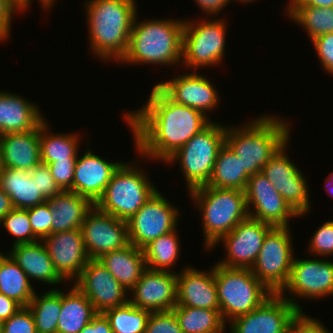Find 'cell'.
Returning <instances> with one entry per match:
<instances>
[{
	"instance_id": "obj_1",
	"label": "cell",
	"mask_w": 333,
	"mask_h": 333,
	"mask_svg": "<svg viewBox=\"0 0 333 333\" xmlns=\"http://www.w3.org/2000/svg\"><path fill=\"white\" fill-rule=\"evenodd\" d=\"M124 117L139 157L162 163L212 121L199 110L172 101L157 85L145 105Z\"/></svg>"
},
{
	"instance_id": "obj_2",
	"label": "cell",
	"mask_w": 333,
	"mask_h": 333,
	"mask_svg": "<svg viewBox=\"0 0 333 333\" xmlns=\"http://www.w3.org/2000/svg\"><path fill=\"white\" fill-rule=\"evenodd\" d=\"M85 6L89 46L103 62L116 63L126 54L133 21L135 0H88Z\"/></svg>"
},
{
	"instance_id": "obj_3",
	"label": "cell",
	"mask_w": 333,
	"mask_h": 333,
	"mask_svg": "<svg viewBox=\"0 0 333 333\" xmlns=\"http://www.w3.org/2000/svg\"><path fill=\"white\" fill-rule=\"evenodd\" d=\"M285 120L275 115H261L237 128L227 126L225 144L240 158L249 176L261 172L271 157L291 139V125Z\"/></svg>"
},
{
	"instance_id": "obj_4",
	"label": "cell",
	"mask_w": 333,
	"mask_h": 333,
	"mask_svg": "<svg viewBox=\"0 0 333 333\" xmlns=\"http://www.w3.org/2000/svg\"><path fill=\"white\" fill-rule=\"evenodd\" d=\"M135 15L123 64L181 65L184 19H148Z\"/></svg>"
},
{
	"instance_id": "obj_5",
	"label": "cell",
	"mask_w": 333,
	"mask_h": 333,
	"mask_svg": "<svg viewBox=\"0 0 333 333\" xmlns=\"http://www.w3.org/2000/svg\"><path fill=\"white\" fill-rule=\"evenodd\" d=\"M189 193L202 215L206 250L249 217L244 191L203 185Z\"/></svg>"
},
{
	"instance_id": "obj_6",
	"label": "cell",
	"mask_w": 333,
	"mask_h": 333,
	"mask_svg": "<svg viewBox=\"0 0 333 333\" xmlns=\"http://www.w3.org/2000/svg\"><path fill=\"white\" fill-rule=\"evenodd\" d=\"M137 164L122 163L113 173L95 206L102 212L128 221L158 190L148 173Z\"/></svg>"
},
{
	"instance_id": "obj_7",
	"label": "cell",
	"mask_w": 333,
	"mask_h": 333,
	"mask_svg": "<svg viewBox=\"0 0 333 333\" xmlns=\"http://www.w3.org/2000/svg\"><path fill=\"white\" fill-rule=\"evenodd\" d=\"M214 277L220 313L226 324L253 311L273 294L250 268H228L216 263Z\"/></svg>"
},
{
	"instance_id": "obj_8",
	"label": "cell",
	"mask_w": 333,
	"mask_h": 333,
	"mask_svg": "<svg viewBox=\"0 0 333 333\" xmlns=\"http://www.w3.org/2000/svg\"><path fill=\"white\" fill-rule=\"evenodd\" d=\"M227 126L211 121L165 163L179 162L188 190L207 185L220 149L225 145Z\"/></svg>"
},
{
	"instance_id": "obj_9",
	"label": "cell",
	"mask_w": 333,
	"mask_h": 333,
	"mask_svg": "<svg viewBox=\"0 0 333 333\" xmlns=\"http://www.w3.org/2000/svg\"><path fill=\"white\" fill-rule=\"evenodd\" d=\"M211 19L184 20L181 62L192 71L216 67L224 60L227 24L223 19Z\"/></svg>"
},
{
	"instance_id": "obj_10",
	"label": "cell",
	"mask_w": 333,
	"mask_h": 333,
	"mask_svg": "<svg viewBox=\"0 0 333 333\" xmlns=\"http://www.w3.org/2000/svg\"><path fill=\"white\" fill-rule=\"evenodd\" d=\"M290 227H273L266 235L252 273L272 293H279L288 282L294 251Z\"/></svg>"
},
{
	"instance_id": "obj_11",
	"label": "cell",
	"mask_w": 333,
	"mask_h": 333,
	"mask_svg": "<svg viewBox=\"0 0 333 333\" xmlns=\"http://www.w3.org/2000/svg\"><path fill=\"white\" fill-rule=\"evenodd\" d=\"M279 294L299 311L303 308L297 302L298 298L318 300L333 295V262L322 258L299 260L294 257L288 282Z\"/></svg>"
},
{
	"instance_id": "obj_12",
	"label": "cell",
	"mask_w": 333,
	"mask_h": 333,
	"mask_svg": "<svg viewBox=\"0 0 333 333\" xmlns=\"http://www.w3.org/2000/svg\"><path fill=\"white\" fill-rule=\"evenodd\" d=\"M180 211L157 190L127 221L129 243L143 249L159 236L172 232L178 226Z\"/></svg>"
},
{
	"instance_id": "obj_13",
	"label": "cell",
	"mask_w": 333,
	"mask_h": 333,
	"mask_svg": "<svg viewBox=\"0 0 333 333\" xmlns=\"http://www.w3.org/2000/svg\"><path fill=\"white\" fill-rule=\"evenodd\" d=\"M288 143L289 140L271 157L261 173L301 218L310 211V190L305 175L286 153Z\"/></svg>"
},
{
	"instance_id": "obj_14",
	"label": "cell",
	"mask_w": 333,
	"mask_h": 333,
	"mask_svg": "<svg viewBox=\"0 0 333 333\" xmlns=\"http://www.w3.org/2000/svg\"><path fill=\"white\" fill-rule=\"evenodd\" d=\"M244 192L249 217L255 220L273 227H289L290 218L299 217L261 172L250 176Z\"/></svg>"
},
{
	"instance_id": "obj_15",
	"label": "cell",
	"mask_w": 333,
	"mask_h": 333,
	"mask_svg": "<svg viewBox=\"0 0 333 333\" xmlns=\"http://www.w3.org/2000/svg\"><path fill=\"white\" fill-rule=\"evenodd\" d=\"M80 229L89 259H99L105 253L129 244L127 221L102 212L95 205L87 213Z\"/></svg>"
},
{
	"instance_id": "obj_16",
	"label": "cell",
	"mask_w": 333,
	"mask_h": 333,
	"mask_svg": "<svg viewBox=\"0 0 333 333\" xmlns=\"http://www.w3.org/2000/svg\"><path fill=\"white\" fill-rule=\"evenodd\" d=\"M272 228L273 226L267 223L248 217L223 236L210 250L222 242L226 250V259L220 260L217 264L228 268L251 269L267 233Z\"/></svg>"
},
{
	"instance_id": "obj_17",
	"label": "cell",
	"mask_w": 333,
	"mask_h": 333,
	"mask_svg": "<svg viewBox=\"0 0 333 333\" xmlns=\"http://www.w3.org/2000/svg\"><path fill=\"white\" fill-rule=\"evenodd\" d=\"M299 310L279 293H273L253 311L230 321V333H289Z\"/></svg>"
},
{
	"instance_id": "obj_18",
	"label": "cell",
	"mask_w": 333,
	"mask_h": 333,
	"mask_svg": "<svg viewBox=\"0 0 333 333\" xmlns=\"http://www.w3.org/2000/svg\"><path fill=\"white\" fill-rule=\"evenodd\" d=\"M74 285L89 299L97 313L125 305L129 302L127 291L99 262L90 259Z\"/></svg>"
},
{
	"instance_id": "obj_19",
	"label": "cell",
	"mask_w": 333,
	"mask_h": 333,
	"mask_svg": "<svg viewBox=\"0 0 333 333\" xmlns=\"http://www.w3.org/2000/svg\"><path fill=\"white\" fill-rule=\"evenodd\" d=\"M129 292V302L135 307L151 312L170 311L177 301V273L147 268Z\"/></svg>"
},
{
	"instance_id": "obj_20",
	"label": "cell",
	"mask_w": 333,
	"mask_h": 333,
	"mask_svg": "<svg viewBox=\"0 0 333 333\" xmlns=\"http://www.w3.org/2000/svg\"><path fill=\"white\" fill-rule=\"evenodd\" d=\"M197 71L180 74L156 85L174 102L199 110L205 116L218 107L216 87Z\"/></svg>"
},
{
	"instance_id": "obj_21",
	"label": "cell",
	"mask_w": 333,
	"mask_h": 333,
	"mask_svg": "<svg viewBox=\"0 0 333 333\" xmlns=\"http://www.w3.org/2000/svg\"><path fill=\"white\" fill-rule=\"evenodd\" d=\"M42 242L55 269L65 281H75L90 260L81 229L52 233Z\"/></svg>"
},
{
	"instance_id": "obj_22",
	"label": "cell",
	"mask_w": 333,
	"mask_h": 333,
	"mask_svg": "<svg viewBox=\"0 0 333 333\" xmlns=\"http://www.w3.org/2000/svg\"><path fill=\"white\" fill-rule=\"evenodd\" d=\"M176 306L220 310L214 265L206 272L187 265L177 273Z\"/></svg>"
},
{
	"instance_id": "obj_23",
	"label": "cell",
	"mask_w": 333,
	"mask_h": 333,
	"mask_svg": "<svg viewBox=\"0 0 333 333\" xmlns=\"http://www.w3.org/2000/svg\"><path fill=\"white\" fill-rule=\"evenodd\" d=\"M90 149L88 146L85 153L77 158L73 192L89 198L95 204L122 162H109L92 153Z\"/></svg>"
},
{
	"instance_id": "obj_24",
	"label": "cell",
	"mask_w": 333,
	"mask_h": 333,
	"mask_svg": "<svg viewBox=\"0 0 333 333\" xmlns=\"http://www.w3.org/2000/svg\"><path fill=\"white\" fill-rule=\"evenodd\" d=\"M44 118L38 105L32 101L13 92L0 91V135L37 129Z\"/></svg>"
},
{
	"instance_id": "obj_25",
	"label": "cell",
	"mask_w": 333,
	"mask_h": 333,
	"mask_svg": "<svg viewBox=\"0 0 333 333\" xmlns=\"http://www.w3.org/2000/svg\"><path fill=\"white\" fill-rule=\"evenodd\" d=\"M0 145L6 168L31 171L41 163L40 126L28 132L2 134Z\"/></svg>"
},
{
	"instance_id": "obj_26",
	"label": "cell",
	"mask_w": 333,
	"mask_h": 333,
	"mask_svg": "<svg viewBox=\"0 0 333 333\" xmlns=\"http://www.w3.org/2000/svg\"><path fill=\"white\" fill-rule=\"evenodd\" d=\"M8 254L26 273L28 279L38 280L50 285L65 283L52 263L42 241L12 245Z\"/></svg>"
},
{
	"instance_id": "obj_27",
	"label": "cell",
	"mask_w": 333,
	"mask_h": 333,
	"mask_svg": "<svg viewBox=\"0 0 333 333\" xmlns=\"http://www.w3.org/2000/svg\"><path fill=\"white\" fill-rule=\"evenodd\" d=\"M98 260L128 291L147 269L143 250L131 243L124 248L103 254Z\"/></svg>"
},
{
	"instance_id": "obj_28",
	"label": "cell",
	"mask_w": 333,
	"mask_h": 333,
	"mask_svg": "<svg viewBox=\"0 0 333 333\" xmlns=\"http://www.w3.org/2000/svg\"><path fill=\"white\" fill-rule=\"evenodd\" d=\"M46 201L52 209V233L80 229L95 205L89 198L71 191H62Z\"/></svg>"
},
{
	"instance_id": "obj_29",
	"label": "cell",
	"mask_w": 333,
	"mask_h": 333,
	"mask_svg": "<svg viewBox=\"0 0 333 333\" xmlns=\"http://www.w3.org/2000/svg\"><path fill=\"white\" fill-rule=\"evenodd\" d=\"M96 315L92 303L74 284L67 293L61 290L57 333H79Z\"/></svg>"
},
{
	"instance_id": "obj_30",
	"label": "cell",
	"mask_w": 333,
	"mask_h": 333,
	"mask_svg": "<svg viewBox=\"0 0 333 333\" xmlns=\"http://www.w3.org/2000/svg\"><path fill=\"white\" fill-rule=\"evenodd\" d=\"M0 187L10 197L14 208L28 209L46 202L27 170L4 167L0 172Z\"/></svg>"
},
{
	"instance_id": "obj_31",
	"label": "cell",
	"mask_w": 333,
	"mask_h": 333,
	"mask_svg": "<svg viewBox=\"0 0 333 333\" xmlns=\"http://www.w3.org/2000/svg\"><path fill=\"white\" fill-rule=\"evenodd\" d=\"M30 281L10 255L0 251V293L26 307L35 294Z\"/></svg>"
},
{
	"instance_id": "obj_32",
	"label": "cell",
	"mask_w": 333,
	"mask_h": 333,
	"mask_svg": "<svg viewBox=\"0 0 333 333\" xmlns=\"http://www.w3.org/2000/svg\"><path fill=\"white\" fill-rule=\"evenodd\" d=\"M249 178L240 158L225 144L217 154L207 186L244 191Z\"/></svg>"
},
{
	"instance_id": "obj_33",
	"label": "cell",
	"mask_w": 333,
	"mask_h": 333,
	"mask_svg": "<svg viewBox=\"0 0 333 333\" xmlns=\"http://www.w3.org/2000/svg\"><path fill=\"white\" fill-rule=\"evenodd\" d=\"M48 125L47 120L40 125L41 163L48 165L55 161L77 160L79 135L51 133Z\"/></svg>"
},
{
	"instance_id": "obj_34",
	"label": "cell",
	"mask_w": 333,
	"mask_h": 333,
	"mask_svg": "<svg viewBox=\"0 0 333 333\" xmlns=\"http://www.w3.org/2000/svg\"><path fill=\"white\" fill-rule=\"evenodd\" d=\"M172 311L183 333H226L220 310L175 306Z\"/></svg>"
},
{
	"instance_id": "obj_35",
	"label": "cell",
	"mask_w": 333,
	"mask_h": 333,
	"mask_svg": "<svg viewBox=\"0 0 333 333\" xmlns=\"http://www.w3.org/2000/svg\"><path fill=\"white\" fill-rule=\"evenodd\" d=\"M286 15L307 31L310 40L327 33H333V7L323 8L311 5H286Z\"/></svg>"
},
{
	"instance_id": "obj_36",
	"label": "cell",
	"mask_w": 333,
	"mask_h": 333,
	"mask_svg": "<svg viewBox=\"0 0 333 333\" xmlns=\"http://www.w3.org/2000/svg\"><path fill=\"white\" fill-rule=\"evenodd\" d=\"M35 292L28 304L37 333H57V325L61 310V290L51 288L38 296Z\"/></svg>"
},
{
	"instance_id": "obj_37",
	"label": "cell",
	"mask_w": 333,
	"mask_h": 333,
	"mask_svg": "<svg viewBox=\"0 0 333 333\" xmlns=\"http://www.w3.org/2000/svg\"><path fill=\"white\" fill-rule=\"evenodd\" d=\"M146 266L151 270L172 271L180 255V242L177 229L159 236L143 249Z\"/></svg>"
},
{
	"instance_id": "obj_38",
	"label": "cell",
	"mask_w": 333,
	"mask_h": 333,
	"mask_svg": "<svg viewBox=\"0 0 333 333\" xmlns=\"http://www.w3.org/2000/svg\"><path fill=\"white\" fill-rule=\"evenodd\" d=\"M113 333H145L151 311L135 307L128 302L125 305L106 310Z\"/></svg>"
},
{
	"instance_id": "obj_39",
	"label": "cell",
	"mask_w": 333,
	"mask_h": 333,
	"mask_svg": "<svg viewBox=\"0 0 333 333\" xmlns=\"http://www.w3.org/2000/svg\"><path fill=\"white\" fill-rule=\"evenodd\" d=\"M1 224L11 236L16 237L13 245L37 242L31 228L28 209L13 208L2 218Z\"/></svg>"
},
{
	"instance_id": "obj_40",
	"label": "cell",
	"mask_w": 333,
	"mask_h": 333,
	"mask_svg": "<svg viewBox=\"0 0 333 333\" xmlns=\"http://www.w3.org/2000/svg\"><path fill=\"white\" fill-rule=\"evenodd\" d=\"M52 209L48 202L28 208L31 228L38 241L52 234Z\"/></svg>"
},
{
	"instance_id": "obj_41",
	"label": "cell",
	"mask_w": 333,
	"mask_h": 333,
	"mask_svg": "<svg viewBox=\"0 0 333 333\" xmlns=\"http://www.w3.org/2000/svg\"><path fill=\"white\" fill-rule=\"evenodd\" d=\"M309 251L315 256H331L333 254V220L321 225L309 242Z\"/></svg>"
},
{
	"instance_id": "obj_42",
	"label": "cell",
	"mask_w": 333,
	"mask_h": 333,
	"mask_svg": "<svg viewBox=\"0 0 333 333\" xmlns=\"http://www.w3.org/2000/svg\"><path fill=\"white\" fill-rule=\"evenodd\" d=\"M145 333H183L172 310L151 312Z\"/></svg>"
},
{
	"instance_id": "obj_43",
	"label": "cell",
	"mask_w": 333,
	"mask_h": 333,
	"mask_svg": "<svg viewBox=\"0 0 333 333\" xmlns=\"http://www.w3.org/2000/svg\"><path fill=\"white\" fill-rule=\"evenodd\" d=\"M31 178L35 181L39 193L47 200L59 195L62 190L56 184L47 164L40 163L31 171Z\"/></svg>"
},
{
	"instance_id": "obj_44",
	"label": "cell",
	"mask_w": 333,
	"mask_h": 333,
	"mask_svg": "<svg viewBox=\"0 0 333 333\" xmlns=\"http://www.w3.org/2000/svg\"><path fill=\"white\" fill-rule=\"evenodd\" d=\"M2 333H37L30 309L21 307L9 319L2 322Z\"/></svg>"
},
{
	"instance_id": "obj_45",
	"label": "cell",
	"mask_w": 333,
	"mask_h": 333,
	"mask_svg": "<svg viewBox=\"0 0 333 333\" xmlns=\"http://www.w3.org/2000/svg\"><path fill=\"white\" fill-rule=\"evenodd\" d=\"M77 160H62L48 164L51 174L62 191L73 192L74 170Z\"/></svg>"
},
{
	"instance_id": "obj_46",
	"label": "cell",
	"mask_w": 333,
	"mask_h": 333,
	"mask_svg": "<svg viewBox=\"0 0 333 333\" xmlns=\"http://www.w3.org/2000/svg\"><path fill=\"white\" fill-rule=\"evenodd\" d=\"M311 42L323 70L333 76V33L318 36Z\"/></svg>"
},
{
	"instance_id": "obj_47",
	"label": "cell",
	"mask_w": 333,
	"mask_h": 333,
	"mask_svg": "<svg viewBox=\"0 0 333 333\" xmlns=\"http://www.w3.org/2000/svg\"><path fill=\"white\" fill-rule=\"evenodd\" d=\"M289 333H330L316 318L309 317L304 311H299L293 318Z\"/></svg>"
},
{
	"instance_id": "obj_48",
	"label": "cell",
	"mask_w": 333,
	"mask_h": 333,
	"mask_svg": "<svg viewBox=\"0 0 333 333\" xmlns=\"http://www.w3.org/2000/svg\"><path fill=\"white\" fill-rule=\"evenodd\" d=\"M18 11L21 12L11 0H0V42L11 38V21Z\"/></svg>"
},
{
	"instance_id": "obj_49",
	"label": "cell",
	"mask_w": 333,
	"mask_h": 333,
	"mask_svg": "<svg viewBox=\"0 0 333 333\" xmlns=\"http://www.w3.org/2000/svg\"><path fill=\"white\" fill-rule=\"evenodd\" d=\"M79 333H113L109 320L103 313L97 315L85 325Z\"/></svg>"
},
{
	"instance_id": "obj_50",
	"label": "cell",
	"mask_w": 333,
	"mask_h": 333,
	"mask_svg": "<svg viewBox=\"0 0 333 333\" xmlns=\"http://www.w3.org/2000/svg\"><path fill=\"white\" fill-rule=\"evenodd\" d=\"M201 8L204 14L211 17L217 16L223 8H226L230 0H194Z\"/></svg>"
},
{
	"instance_id": "obj_51",
	"label": "cell",
	"mask_w": 333,
	"mask_h": 333,
	"mask_svg": "<svg viewBox=\"0 0 333 333\" xmlns=\"http://www.w3.org/2000/svg\"><path fill=\"white\" fill-rule=\"evenodd\" d=\"M22 306L13 299L0 293V321L4 322L14 315Z\"/></svg>"
},
{
	"instance_id": "obj_52",
	"label": "cell",
	"mask_w": 333,
	"mask_h": 333,
	"mask_svg": "<svg viewBox=\"0 0 333 333\" xmlns=\"http://www.w3.org/2000/svg\"><path fill=\"white\" fill-rule=\"evenodd\" d=\"M288 5H311L314 7H333V0H290Z\"/></svg>"
},
{
	"instance_id": "obj_53",
	"label": "cell",
	"mask_w": 333,
	"mask_h": 333,
	"mask_svg": "<svg viewBox=\"0 0 333 333\" xmlns=\"http://www.w3.org/2000/svg\"><path fill=\"white\" fill-rule=\"evenodd\" d=\"M10 197L0 187V221L13 209Z\"/></svg>"
},
{
	"instance_id": "obj_54",
	"label": "cell",
	"mask_w": 333,
	"mask_h": 333,
	"mask_svg": "<svg viewBox=\"0 0 333 333\" xmlns=\"http://www.w3.org/2000/svg\"><path fill=\"white\" fill-rule=\"evenodd\" d=\"M21 12H26V10L31 6V1L33 0H11ZM42 8L47 11L52 8V4L48 0H39Z\"/></svg>"
},
{
	"instance_id": "obj_55",
	"label": "cell",
	"mask_w": 333,
	"mask_h": 333,
	"mask_svg": "<svg viewBox=\"0 0 333 333\" xmlns=\"http://www.w3.org/2000/svg\"><path fill=\"white\" fill-rule=\"evenodd\" d=\"M326 190L333 197V172L328 175V178L325 180Z\"/></svg>"
},
{
	"instance_id": "obj_56",
	"label": "cell",
	"mask_w": 333,
	"mask_h": 333,
	"mask_svg": "<svg viewBox=\"0 0 333 333\" xmlns=\"http://www.w3.org/2000/svg\"><path fill=\"white\" fill-rule=\"evenodd\" d=\"M4 165H3V161H2V149H1V145H0V172L3 170Z\"/></svg>"
},
{
	"instance_id": "obj_57",
	"label": "cell",
	"mask_w": 333,
	"mask_h": 333,
	"mask_svg": "<svg viewBox=\"0 0 333 333\" xmlns=\"http://www.w3.org/2000/svg\"><path fill=\"white\" fill-rule=\"evenodd\" d=\"M232 1H234V0H230V2H232ZM238 1H240V3L241 2H243V3H250V2H253L255 0H238Z\"/></svg>"
},
{
	"instance_id": "obj_58",
	"label": "cell",
	"mask_w": 333,
	"mask_h": 333,
	"mask_svg": "<svg viewBox=\"0 0 333 333\" xmlns=\"http://www.w3.org/2000/svg\"><path fill=\"white\" fill-rule=\"evenodd\" d=\"M52 5H54L55 4V1H57V0H48Z\"/></svg>"
},
{
	"instance_id": "obj_59",
	"label": "cell",
	"mask_w": 333,
	"mask_h": 333,
	"mask_svg": "<svg viewBox=\"0 0 333 333\" xmlns=\"http://www.w3.org/2000/svg\"><path fill=\"white\" fill-rule=\"evenodd\" d=\"M0 333H2V322L0 321Z\"/></svg>"
}]
</instances>
